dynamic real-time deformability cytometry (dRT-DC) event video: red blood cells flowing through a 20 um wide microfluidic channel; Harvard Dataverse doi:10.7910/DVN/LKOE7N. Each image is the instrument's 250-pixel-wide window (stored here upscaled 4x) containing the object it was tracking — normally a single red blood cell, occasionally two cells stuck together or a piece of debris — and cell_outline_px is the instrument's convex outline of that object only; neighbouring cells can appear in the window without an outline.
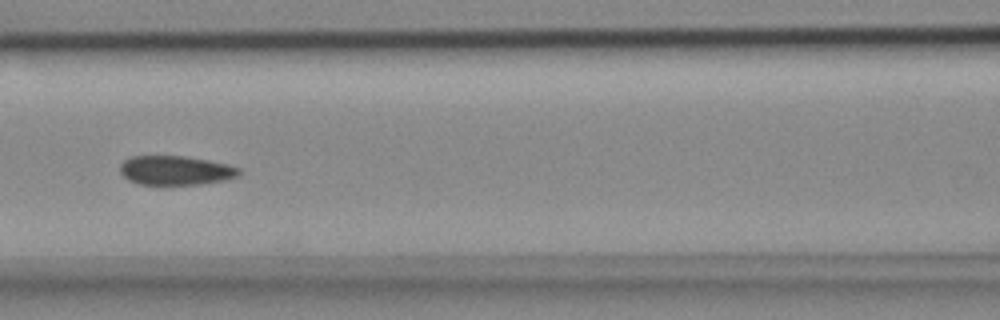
{"species": "common noctule bat (a hibernating species)", "species_latin": "Nyctalus noctula", "temperature_condition": "cold", "stored_images_in_passage": 9, "camera_frame_rate_fps": 3000, "um_per_image_px": 0.085, "animal": {"sex": "female", "body_mass_g": 18.4}, "frame": {"image": 1, "passage_image": 7, "time_ms": 2.0, "image_size_px": [1000, 320], "cell_outline_px": [[244, 172], [240, 176], [224, 180], [200, 184], [164, 188], [140, 184], [128, 180], [120, 172], [120, 164], [124, 160], [132, 156], [184, 156], [208, 160], [228, 164], [240, 168]], "centroid_in_image_um": [14.94, 14.53], "position_along_channel_um": 151.7, "area_um2": 21.21}}
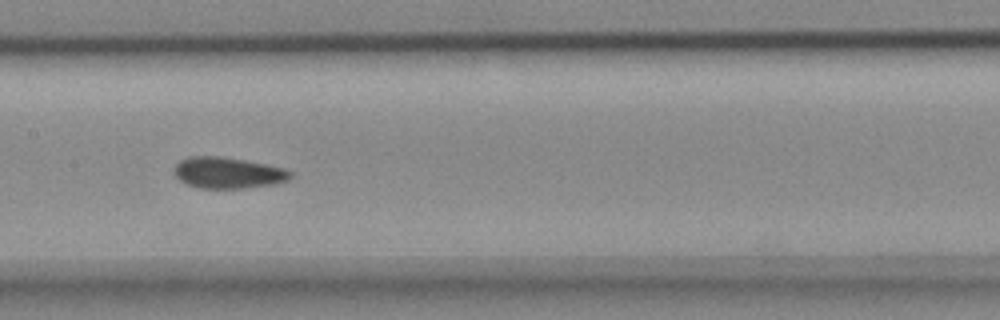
{"frame": {"image": 2, "passage_image": 8, "time_ms": 2.333, "image_size_px": [1000, 320], "cell_outline_px": [[292, 176], [288, 180], [272, 184], [240, 188], [200, 188], [188, 184], [180, 180], [176, 176], [176, 164], [180, 160], [188, 156], [220, 156], [244, 160], [284, 168], [292, 172]], "centroid_in_image_um": [19.37, 14.68], "position_along_channel_um": 188.0, "area_um2": 20.81}}
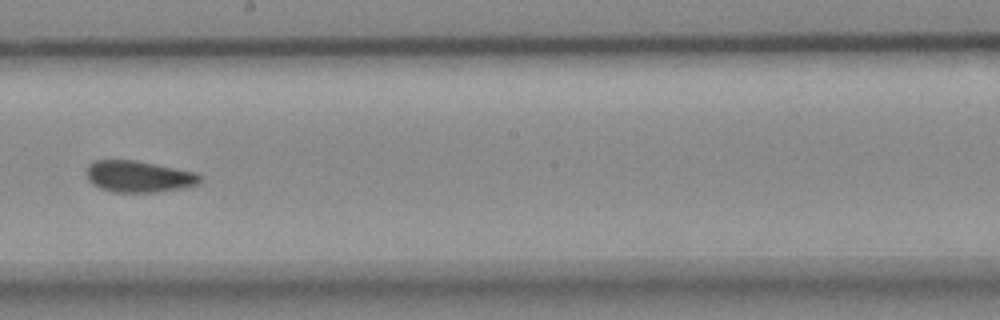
{"frame": {"image": 3, "passage_image": 9, "time_ms": 2.667, "image_size_px": [1000, 320], "cell_outline_px": [[200, 180], [196, 184], [184, 188], [156, 192], [112, 192], [100, 188], [92, 184], [88, 180], [84, 172], [88, 164], [96, 160], [136, 160], [196, 172], [200, 176]], "centroid_in_image_um": [11.73, 15.0], "position_along_channel_um": 236.5, "area_um2": 20.98}}